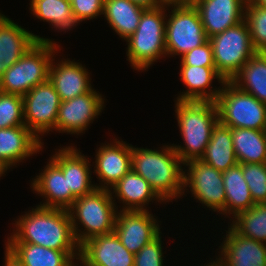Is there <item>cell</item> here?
Wrapping results in <instances>:
<instances>
[{
  "label": "cell",
  "mask_w": 266,
  "mask_h": 266,
  "mask_svg": "<svg viewBox=\"0 0 266 266\" xmlns=\"http://www.w3.org/2000/svg\"><path fill=\"white\" fill-rule=\"evenodd\" d=\"M6 243H31L54 250H80L68 210L36 206L18 218ZM15 231V232H14Z\"/></svg>",
  "instance_id": "obj_1"
},
{
  "label": "cell",
  "mask_w": 266,
  "mask_h": 266,
  "mask_svg": "<svg viewBox=\"0 0 266 266\" xmlns=\"http://www.w3.org/2000/svg\"><path fill=\"white\" fill-rule=\"evenodd\" d=\"M184 163L171 145H163L161 150L135 148L131 145V167L142 176L164 201L184 194ZM172 198V199H171Z\"/></svg>",
  "instance_id": "obj_2"
},
{
  "label": "cell",
  "mask_w": 266,
  "mask_h": 266,
  "mask_svg": "<svg viewBox=\"0 0 266 266\" xmlns=\"http://www.w3.org/2000/svg\"><path fill=\"white\" fill-rule=\"evenodd\" d=\"M175 113L184 145H172L182 162L200 159L218 120L215 102L175 100Z\"/></svg>",
  "instance_id": "obj_3"
},
{
  "label": "cell",
  "mask_w": 266,
  "mask_h": 266,
  "mask_svg": "<svg viewBox=\"0 0 266 266\" xmlns=\"http://www.w3.org/2000/svg\"><path fill=\"white\" fill-rule=\"evenodd\" d=\"M113 199L110 190L96 188L73 202L68 212L79 246L90 238L114 232L118 210ZM79 224L84 231L79 229Z\"/></svg>",
  "instance_id": "obj_4"
},
{
  "label": "cell",
  "mask_w": 266,
  "mask_h": 266,
  "mask_svg": "<svg viewBox=\"0 0 266 266\" xmlns=\"http://www.w3.org/2000/svg\"><path fill=\"white\" fill-rule=\"evenodd\" d=\"M168 8L170 5L163 4L156 8H146L136 31L126 40L127 60L133 69L146 70L159 58L167 55L165 42L167 14L165 13L166 10L169 11Z\"/></svg>",
  "instance_id": "obj_5"
},
{
  "label": "cell",
  "mask_w": 266,
  "mask_h": 266,
  "mask_svg": "<svg viewBox=\"0 0 266 266\" xmlns=\"http://www.w3.org/2000/svg\"><path fill=\"white\" fill-rule=\"evenodd\" d=\"M58 47L55 41H37L2 75L0 92L24 96L36 85L49 80L50 65Z\"/></svg>",
  "instance_id": "obj_6"
},
{
  "label": "cell",
  "mask_w": 266,
  "mask_h": 266,
  "mask_svg": "<svg viewBox=\"0 0 266 266\" xmlns=\"http://www.w3.org/2000/svg\"><path fill=\"white\" fill-rule=\"evenodd\" d=\"M215 100L218 120L230 128L266 130V104L225 81Z\"/></svg>",
  "instance_id": "obj_7"
},
{
  "label": "cell",
  "mask_w": 266,
  "mask_h": 266,
  "mask_svg": "<svg viewBox=\"0 0 266 266\" xmlns=\"http://www.w3.org/2000/svg\"><path fill=\"white\" fill-rule=\"evenodd\" d=\"M208 40L213 49L215 68L225 81H231L243 65L257 53L245 20Z\"/></svg>",
  "instance_id": "obj_8"
},
{
  "label": "cell",
  "mask_w": 266,
  "mask_h": 266,
  "mask_svg": "<svg viewBox=\"0 0 266 266\" xmlns=\"http://www.w3.org/2000/svg\"><path fill=\"white\" fill-rule=\"evenodd\" d=\"M171 8V15H166V54L183 56L204 44L208 38L194 5H171Z\"/></svg>",
  "instance_id": "obj_9"
},
{
  "label": "cell",
  "mask_w": 266,
  "mask_h": 266,
  "mask_svg": "<svg viewBox=\"0 0 266 266\" xmlns=\"http://www.w3.org/2000/svg\"><path fill=\"white\" fill-rule=\"evenodd\" d=\"M60 103L59 94L49 80L23 96L25 125L38 139L41 140L40 134L55 130Z\"/></svg>",
  "instance_id": "obj_10"
},
{
  "label": "cell",
  "mask_w": 266,
  "mask_h": 266,
  "mask_svg": "<svg viewBox=\"0 0 266 266\" xmlns=\"http://www.w3.org/2000/svg\"><path fill=\"white\" fill-rule=\"evenodd\" d=\"M184 174V190L189 186L194 199L213 211L225 215V189L222 172L200 159L191 160Z\"/></svg>",
  "instance_id": "obj_11"
},
{
  "label": "cell",
  "mask_w": 266,
  "mask_h": 266,
  "mask_svg": "<svg viewBox=\"0 0 266 266\" xmlns=\"http://www.w3.org/2000/svg\"><path fill=\"white\" fill-rule=\"evenodd\" d=\"M104 100L102 95L93 89L73 99L61 101L55 131L73 135L83 133L100 112L102 113Z\"/></svg>",
  "instance_id": "obj_12"
},
{
  "label": "cell",
  "mask_w": 266,
  "mask_h": 266,
  "mask_svg": "<svg viewBox=\"0 0 266 266\" xmlns=\"http://www.w3.org/2000/svg\"><path fill=\"white\" fill-rule=\"evenodd\" d=\"M148 209L144 211L121 210L117 213L114 232L122 245L133 254L155 239L160 227Z\"/></svg>",
  "instance_id": "obj_13"
},
{
  "label": "cell",
  "mask_w": 266,
  "mask_h": 266,
  "mask_svg": "<svg viewBox=\"0 0 266 266\" xmlns=\"http://www.w3.org/2000/svg\"><path fill=\"white\" fill-rule=\"evenodd\" d=\"M129 252L115 232L90 238L80 246V266H134Z\"/></svg>",
  "instance_id": "obj_14"
},
{
  "label": "cell",
  "mask_w": 266,
  "mask_h": 266,
  "mask_svg": "<svg viewBox=\"0 0 266 266\" xmlns=\"http://www.w3.org/2000/svg\"><path fill=\"white\" fill-rule=\"evenodd\" d=\"M113 142L101 145L96 152L94 173L101 180V185H96L97 189L112 190V186L132 169L131 145L117 138Z\"/></svg>",
  "instance_id": "obj_15"
},
{
  "label": "cell",
  "mask_w": 266,
  "mask_h": 266,
  "mask_svg": "<svg viewBox=\"0 0 266 266\" xmlns=\"http://www.w3.org/2000/svg\"><path fill=\"white\" fill-rule=\"evenodd\" d=\"M247 0H197L198 10L207 38L224 32L244 20Z\"/></svg>",
  "instance_id": "obj_16"
},
{
  "label": "cell",
  "mask_w": 266,
  "mask_h": 266,
  "mask_svg": "<svg viewBox=\"0 0 266 266\" xmlns=\"http://www.w3.org/2000/svg\"><path fill=\"white\" fill-rule=\"evenodd\" d=\"M37 41H50L22 28L0 13V78Z\"/></svg>",
  "instance_id": "obj_17"
},
{
  "label": "cell",
  "mask_w": 266,
  "mask_h": 266,
  "mask_svg": "<svg viewBox=\"0 0 266 266\" xmlns=\"http://www.w3.org/2000/svg\"><path fill=\"white\" fill-rule=\"evenodd\" d=\"M79 151V152H78ZM50 158L67 178L68 188L75 198L90 194L96 189L91 179L89 157L81 154L80 150L72 146L58 149Z\"/></svg>",
  "instance_id": "obj_18"
},
{
  "label": "cell",
  "mask_w": 266,
  "mask_h": 266,
  "mask_svg": "<svg viewBox=\"0 0 266 266\" xmlns=\"http://www.w3.org/2000/svg\"><path fill=\"white\" fill-rule=\"evenodd\" d=\"M221 243L223 266H266V244L237 233L231 226ZM222 256V257H221Z\"/></svg>",
  "instance_id": "obj_19"
},
{
  "label": "cell",
  "mask_w": 266,
  "mask_h": 266,
  "mask_svg": "<svg viewBox=\"0 0 266 266\" xmlns=\"http://www.w3.org/2000/svg\"><path fill=\"white\" fill-rule=\"evenodd\" d=\"M52 60L49 71V81L53 84L61 101L73 99L93 90L90 73L79 62L69 59L58 64ZM54 64V65H53Z\"/></svg>",
  "instance_id": "obj_20"
},
{
  "label": "cell",
  "mask_w": 266,
  "mask_h": 266,
  "mask_svg": "<svg viewBox=\"0 0 266 266\" xmlns=\"http://www.w3.org/2000/svg\"><path fill=\"white\" fill-rule=\"evenodd\" d=\"M42 171L30 184L35 193L37 192L46 199L39 206L68 210L76 198L71 194L67 178L64 177L62 170L52 160H49Z\"/></svg>",
  "instance_id": "obj_21"
},
{
  "label": "cell",
  "mask_w": 266,
  "mask_h": 266,
  "mask_svg": "<svg viewBox=\"0 0 266 266\" xmlns=\"http://www.w3.org/2000/svg\"><path fill=\"white\" fill-rule=\"evenodd\" d=\"M42 143L26 125L0 129V161L11 169L42 151Z\"/></svg>",
  "instance_id": "obj_22"
},
{
  "label": "cell",
  "mask_w": 266,
  "mask_h": 266,
  "mask_svg": "<svg viewBox=\"0 0 266 266\" xmlns=\"http://www.w3.org/2000/svg\"><path fill=\"white\" fill-rule=\"evenodd\" d=\"M180 77L188 90L182 92L176 100L179 101H212L215 102L221 92V86L212 90V81L217 79L223 86L225 80L215 67L180 65ZM211 86L210 90L208 89ZM207 89V90H206Z\"/></svg>",
  "instance_id": "obj_23"
},
{
  "label": "cell",
  "mask_w": 266,
  "mask_h": 266,
  "mask_svg": "<svg viewBox=\"0 0 266 266\" xmlns=\"http://www.w3.org/2000/svg\"><path fill=\"white\" fill-rule=\"evenodd\" d=\"M6 248L24 266H74L80 250H54L31 243H7Z\"/></svg>",
  "instance_id": "obj_24"
},
{
  "label": "cell",
  "mask_w": 266,
  "mask_h": 266,
  "mask_svg": "<svg viewBox=\"0 0 266 266\" xmlns=\"http://www.w3.org/2000/svg\"><path fill=\"white\" fill-rule=\"evenodd\" d=\"M112 188L113 192L110 190L111 196L117 197L119 201L123 202L122 210L124 211H144L147 209L145 205L152 200L163 202L151 185L132 169Z\"/></svg>",
  "instance_id": "obj_25"
},
{
  "label": "cell",
  "mask_w": 266,
  "mask_h": 266,
  "mask_svg": "<svg viewBox=\"0 0 266 266\" xmlns=\"http://www.w3.org/2000/svg\"><path fill=\"white\" fill-rule=\"evenodd\" d=\"M146 8L131 0H104L103 15L125 41L136 31Z\"/></svg>",
  "instance_id": "obj_26"
},
{
  "label": "cell",
  "mask_w": 266,
  "mask_h": 266,
  "mask_svg": "<svg viewBox=\"0 0 266 266\" xmlns=\"http://www.w3.org/2000/svg\"><path fill=\"white\" fill-rule=\"evenodd\" d=\"M200 160L220 172L238 164L230 127L219 121L216 123L211 133V139Z\"/></svg>",
  "instance_id": "obj_27"
},
{
  "label": "cell",
  "mask_w": 266,
  "mask_h": 266,
  "mask_svg": "<svg viewBox=\"0 0 266 266\" xmlns=\"http://www.w3.org/2000/svg\"><path fill=\"white\" fill-rule=\"evenodd\" d=\"M225 189V215L233 214V218L242 211L249 210L254 202L249 187L243 177L240 164L222 172Z\"/></svg>",
  "instance_id": "obj_28"
},
{
  "label": "cell",
  "mask_w": 266,
  "mask_h": 266,
  "mask_svg": "<svg viewBox=\"0 0 266 266\" xmlns=\"http://www.w3.org/2000/svg\"><path fill=\"white\" fill-rule=\"evenodd\" d=\"M238 164L266 163V130L231 128Z\"/></svg>",
  "instance_id": "obj_29"
},
{
  "label": "cell",
  "mask_w": 266,
  "mask_h": 266,
  "mask_svg": "<svg viewBox=\"0 0 266 266\" xmlns=\"http://www.w3.org/2000/svg\"><path fill=\"white\" fill-rule=\"evenodd\" d=\"M231 82L266 104V53L257 52L253 55Z\"/></svg>",
  "instance_id": "obj_30"
},
{
  "label": "cell",
  "mask_w": 266,
  "mask_h": 266,
  "mask_svg": "<svg viewBox=\"0 0 266 266\" xmlns=\"http://www.w3.org/2000/svg\"><path fill=\"white\" fill-rule=\"evenodd\" d=\"M31 14L66 32L77 26L70 0H31ZM33 12V13H32Z\"/></svg>",
  "instance_id": "obj_31"
},
{
  "label": "cell",
  "mask_w": 266,
  "mask_h": 266,
  "mask_svg": "<svg viewBox=\"0 0 266 266\" xmlns=\"http://www.w3.org/2000/svg\"><path fill=\"white\" fill-rule=\"evenodd\" d=\"M232 220L230 226L237 233L266 244V203L254 204Z\"/></svg>",
  "instance_id": "obj_32"
},
{
  "label": "cell",
  "mask_w": 266,
  "mask_h": 266,
  "mask_svg": "<svg viewBox=\"0 0 266 266\" xmlns=\"http://www.w3.org/2000/svg\"><path fill=\"white\" fill-rule=\"evenodd\" d=\"M244 20L248 24L253 47L257 52L266 53V8L247 0Z\"/></svg>",
  "instance_id": "obj_33"
},
{
  "label": "cell",
  "mask_w": 266,
  "mask_h": 266,
  "mask_svg": "<svg viewBox=\"0 0 266 266\" xmlns=\"http://www.w3.org/2000/svg\"><path fill=\"white\" fill-rule=\"evenodd\" d=\"M25 125L23 96L0 92V129Z\"/></svg>",
  "instance_id": "obj_34"
},
{
  "label": "cell",
  "mask_w": 266,
  "mask_h": 266,
  "mask_svg": "<svg viewBox=\"0 0 266 266\" xmlns=\"http://www.w3.org/2000/svg\"><path fill=\"white\" fill-rule=\"evenodd\" d=\"M240 165L254 204L266 203V163Z\"/></svg>",
  "instance_id": "obj_35"
},
{
  "label": "cell",
  "mask_w": 266,
  "mask_h": 266,
  "mask_svg": "<svg viewBox=\"0 0 266 266\" xmlns=\"http://www.w3.org/2000/svg\"><path fill=\"white\" fill-rule=\"evenodd\" d=\"M160 233L155 239L143 246L134 257V266H163V246Z\"/></svg>",
  "instance_id": "obj_36"
},
{
  "label": "cell",
  "mask_w": 266,
  "mask_h": 266,
  "mask_svg": "<svg viewBox=\"0 0 266 266\" xmlns=\"http://www.w3.org/2000/svg\"><path fill=\"white\" fill-rule=\"evenodd\" d=\"M181 58V65L215 67L213 49L209 40L199 47L185 53Z\"/></svg>",
  "instance_id": "obj_37"
},
{
  "label": "cell",
  "mask_w": 266,
  "mask_h": 266,
  "mask_svg": "<svg viewBox=\"0 0 266 266\" xmlns=\"http://www.w3.org/2000/svg\"><path fill=\"white\" fill-rule=\"evenodd\" d=\"M70 2L73 16L78 24L103 14L104 0H70Z\"/></svg>",
  "instance_id": "obj_38"
},
{
  "label": "cell",
  "mask_w": 266,
  "mask_h": 266,
  "mask_svg": "<svg viewBox=\"0 0 266 266\" xmlns=\"http://www.w3.org/2000/svg\"><path fill=\"white\" fill-rule=\"evenodd\" d=\"M5 265L4 266H24L17 257H15L6 247H5Z\"/></svg>",
  "instance_id": "obj_39"
},
{
  "label": "cell",
  "mask_w": 266,
  "mask_h": 266,
  "mask_svg": "<svg viewBox=\"0 0 266 266\" xmlns=\"http://www.w3.org/2000/svg\"><path fill=\"white\" fill-rule=\"evenodd\" d=\"M131 1L145 8H156L162 5L161 0H131Z\"/></svg>",
  "instance_id": "obj_40"
},
{
  "label": "cell",
  "mask_w": 266,
  "mask_h": 266,
  "mask_svg": "<svg viewBox=\"0 0 266 266\" xmlns=\"http://www.w3.org/2000/svg\"><path fill=\"white\" fill-rule=\"evenodd\" d=\"M163 5H193L197 0H161Z\"/></svg>",
  "instance_id": "obj_41"
},
{
  "label": "cell",
  "mask_w": 266,
  "mask_h": 266,
  "mask_svg": "<svg viewBox=\"0 0 266 266\" xmlns=\"http://www.w3.org/2000/svg\"><path fill=\"white\" fill-rule=\"evenodd\" d=\"M215 260H213L212 262H209L206 266H223L219 258H216Z\"/></svg>",
  "instance_id": "obj_42"
},
{
  "label": "cell",
  "mask_w": 266,
  "mask_h": 266,
  "mask_svg": "<svg viewBox=\"0 0 266 266\" xmlns=\"http://www.w3.org/2000/svg\"><path fill=\"white\" fill-rule=\"evenodd\" d=\"M255 5L266 8V0H250Z\"/></svg>",
  "instance_id": "obj_43"
},
{
  "label": "cell",
  "mask_w": 266,
  "mask_h": 266,
  "mask_svg": "<svg viewBox=\"0 0 266 266\" xmlns=\"http://www.w3.org/2000/svg\"><path fill=\"white\" fill-rule=\"evenodd\" d=\"M7 170H9V168L0 161V177L5 174Z\"/></svg>",
  "instance_id": "obj_44"
}]
</instances>
